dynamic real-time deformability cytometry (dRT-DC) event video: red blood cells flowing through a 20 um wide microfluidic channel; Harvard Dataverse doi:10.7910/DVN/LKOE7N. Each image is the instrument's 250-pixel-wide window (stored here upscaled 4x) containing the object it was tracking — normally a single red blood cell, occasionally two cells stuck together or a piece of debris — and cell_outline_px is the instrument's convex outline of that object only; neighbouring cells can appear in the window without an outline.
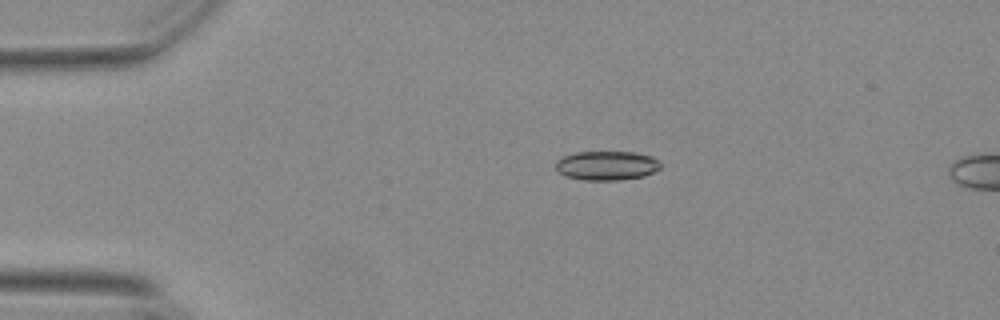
{"species": "Egyptian fruit bat (a non-hibernating species)", "species_latin": "Rousettus aegyptiacus", "temperature_condition": "warm", "stored_images_in_passage": 7, "camera_frame_rate_fps": 3000, "um_per_image_px": 0.085, "animal": {"sex": "female"}, "frame": {"image": 1, "passage_image": 1, "time_ms": 0.0, "image_size_px": [1000, 320], "cell_outline_px": [[660, 168], [644, 176], [620, 180], [584, 180], [568, 176], [560, 172], [556, 168], [556, 160], [564, 156], [576, 152], [636, 152], [652, 156], [660, 160]], "centroid_in_image_um": [51.6, 14.06], "position_along_channel_um": 33.4, "area_um2": 17.8}}